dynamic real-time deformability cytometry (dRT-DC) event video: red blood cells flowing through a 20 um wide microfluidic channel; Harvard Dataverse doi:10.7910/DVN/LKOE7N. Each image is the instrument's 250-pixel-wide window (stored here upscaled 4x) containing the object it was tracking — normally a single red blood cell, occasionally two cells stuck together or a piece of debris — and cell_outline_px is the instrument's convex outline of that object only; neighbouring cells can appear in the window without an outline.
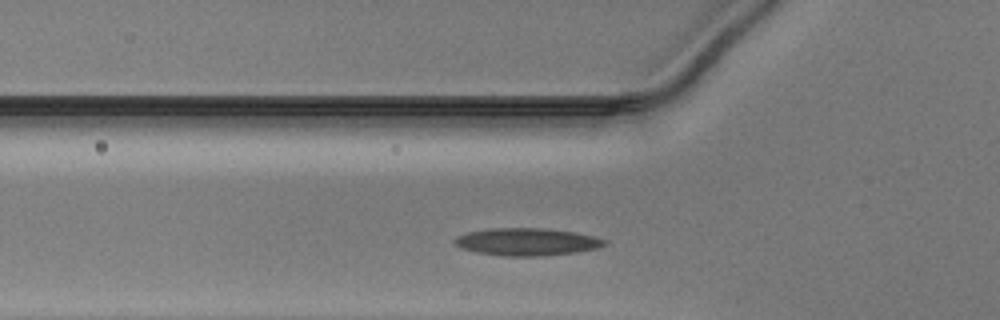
{"species": "Egyptian fruit bat (a non-hibernating species)", "species_latin": "Rousettus aegyptiacus", "temperature_condition": "warm", "stored_images_in_passage": 30, "camera_frame_rate_fps": 3000, "um_per_image_px": 0.085, "animal": {"sex": "male"}, "frame": {"image": 1, "passage_image": 7, "time_ms": 2.0, "image_size_px": [1000, 320], "cell_outline_px": [[608, 244], [600, 248], [576, 252], [540, 256], [504, 256], [476, 252], [460, 248], [452, 240], [456, 236], [468, 232], [492, 228], [544, 228], [572, 232], [592, 236], [608, 240]], "centroid_in_image_um": [44.79, 20.56], "position_along_channel_um": 81.0, "area_um2": 24.04}}
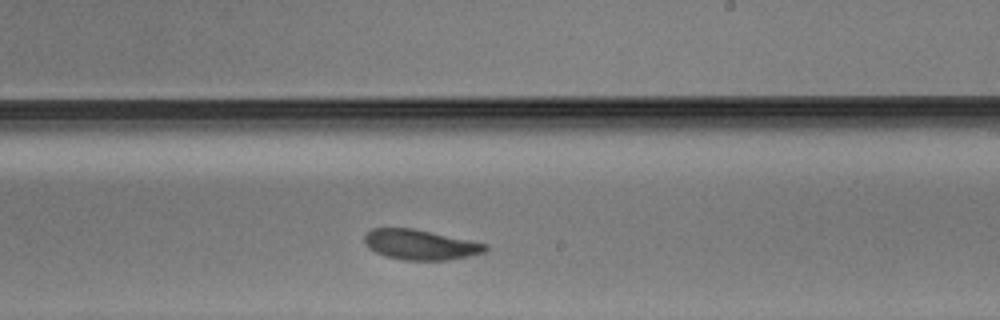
{"frame": {"image": 2, "passage_image": 20, "time_ms": 6.333, "image_size_px": [1000, 320], "cell_outline_px": [[488, 248], [484, 252], [468, 256], [448, 260], [400, 260], [384, 256], [368, 248], [364, 240], [364, 236], [372, 228], [412, 228], [472, 240], [488, 244]], "centroid_in_image_um": [35.73, 20.8], "position_along_channel_um": 253.3, "area_um2": 21.33}}
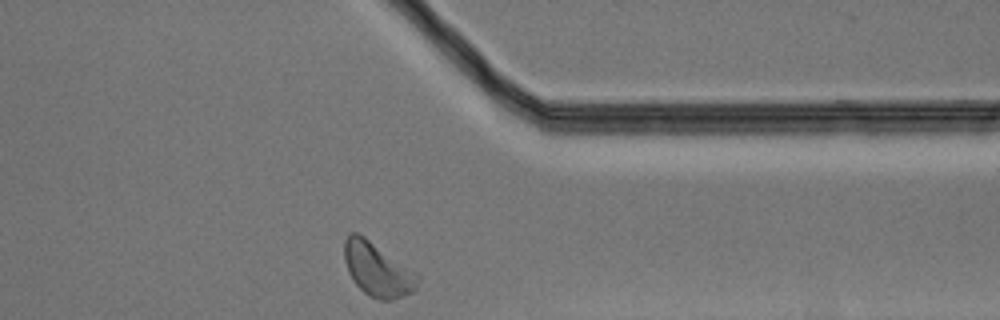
{"frame": {"image": 3, "passage_image": 30, "time_ms": 9.667, "image_size_px": [1000, 320], "cell_outline_px": [[420, 280], [416, 288], [412, 292], [392, 300], [380, 300], [368, 296], [352, 280], [348, 272], [344, 260], [344, 240], [348, 232], [356, 232], [364, 236], [416, 272], [420, 276]], "centroid_in_image_um": [32.07, 22.9], "position_along_channel_um": 379.3, "area_um2": 23.06}}